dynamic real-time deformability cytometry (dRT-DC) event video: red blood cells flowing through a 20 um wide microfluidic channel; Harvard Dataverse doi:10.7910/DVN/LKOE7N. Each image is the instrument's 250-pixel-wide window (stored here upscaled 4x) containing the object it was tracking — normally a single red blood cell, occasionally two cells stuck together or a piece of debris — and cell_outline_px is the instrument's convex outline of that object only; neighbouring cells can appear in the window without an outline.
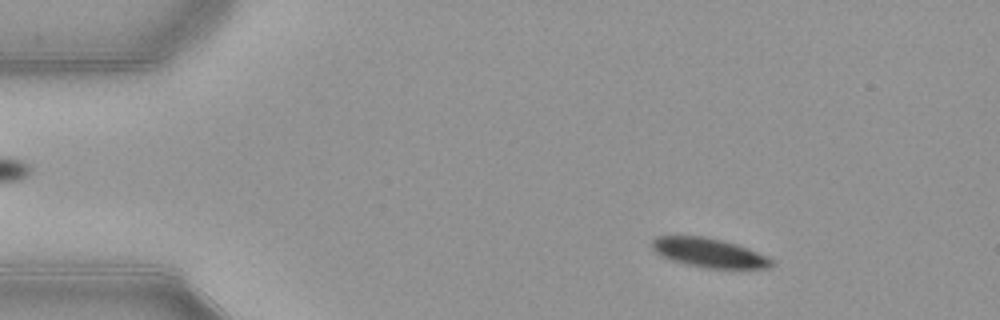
{"species": "common noctule bat (a hibernating species)", "species_latin": "Nyctalus noctula", "temperature_condition": "warm", "stored_images_in_passage": 54, "segment_of_instrument_passage": [1, 2], "camera_frame_rate_fps": 3000, "um_per_image_px": 0.085, "animal": {"sex": "female", "body_mass_g": 21.9}, "frame": {"image": 1, "passage_image": 8, "time_ms": 2.333, "image_size_px": [1000, 320], "cell_outline_px": [[772, 264], [768, 268], [704, 268], [672, 260], [660, 256], [652, 248], [652, 240], [656, 236], [704, 236], [736, 244], [756, 252], [772, 260]], "centroid_in_image_um": [60.2, 21.48], "position_along_channel_um": 24.8, "area_um2": 19.94}}
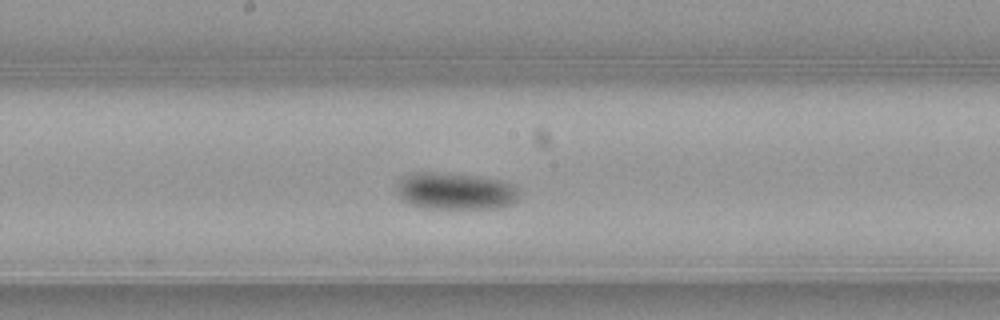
{"frame": {"image": 2, "passage_image": 28, "time_ms": 9.0, "image_size_px": [1000, 320], "cell_outline_px": [[520, 192], [516, 200], [512, 204], [496, 208], [424, 208], [408, 204], [400, 200], [396, 188], [396, 184], [400, 180], [416, 172], [436, 172], [476, 176], [500, 180], [516, 188]], "centroid_in_image_um": [38.66, 16.26], "position_along_channel_um": 209.5, "area_um2": 26.24}}
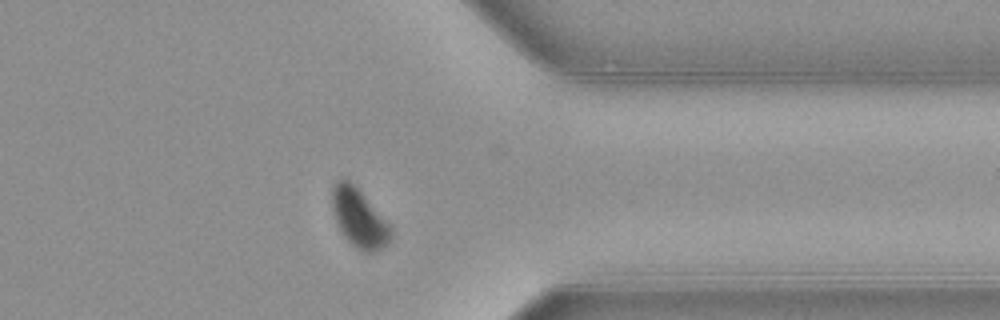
{"frame": {"image": 3, "passage_image": 42, "time_ms": 13.667, "image_size_px": [1000, 320], "cell_outline_px": [[392, 236], [376, 252], [364, 252], [356, 248], [344, 236], [336, 220], [332, 204], [332, 188], [336, 180], [348, 180], [360, 192], [392, 228]], "centroid_in_image_um": [30.5, 18.56], "position_along_channel_um": 380.9, "area_um2": 19.19}}